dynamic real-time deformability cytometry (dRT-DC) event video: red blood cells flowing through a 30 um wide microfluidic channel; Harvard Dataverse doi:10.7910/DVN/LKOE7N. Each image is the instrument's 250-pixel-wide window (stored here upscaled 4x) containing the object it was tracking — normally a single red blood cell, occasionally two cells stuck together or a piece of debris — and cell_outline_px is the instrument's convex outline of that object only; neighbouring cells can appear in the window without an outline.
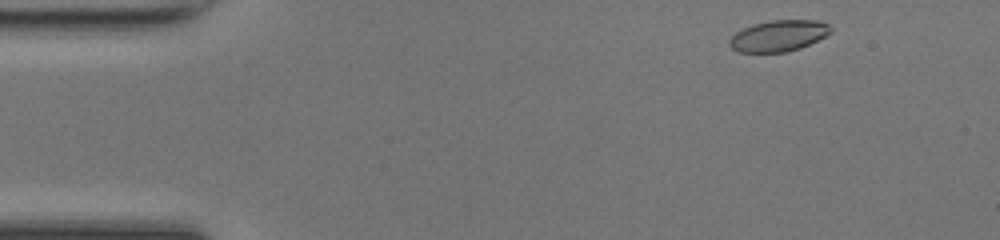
{"species": "common noctule bat (a hibernating species)", "species_latin": "Nyctalus noctula", "temperature_condition": "room temperature", "stored_images_in_passage": 45, "camera_frame_rate_fps": 3000, "um_per_image_px": 0.085, "animal": {"sex": "female", "body_mass_g": 17.0, "forearm_length_mm": 48.0}, "frame": {"image": 1, "passage_image": 2, "time_ms": 0.333, "image_size_px": [1000, 240], "cell_outline_px": [[832, 32], [800, 48], [788, 52], [736, 52], [728, 44], [728, 40], [736, 32], [752, 24], [772, 20], [816, 20], [828, 24], [832, 28]], "centroid_in_image_um": [66.15, 3.04], "position_along_channel_um": 18.8, "area_um2": 18.38}}
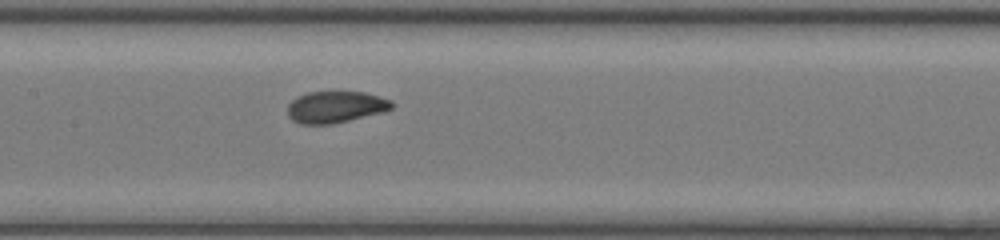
{"frame": {"image": 2, "passage_image": 20, "time_ms": 6.333, "image_size_px": [1000, 240], "cell_outline_px": [[392, 108], [380, 112], [332, 124], [300, 124], [292, 120], [288, 116], [288, 104], [296, 96], [308, 92], [364, 92], [380, 96], [392, 100]], "centroid_in_image_um": [28.48, 9.08], "position_along_channel_um": 178.9, "area_um2": 19.07}}
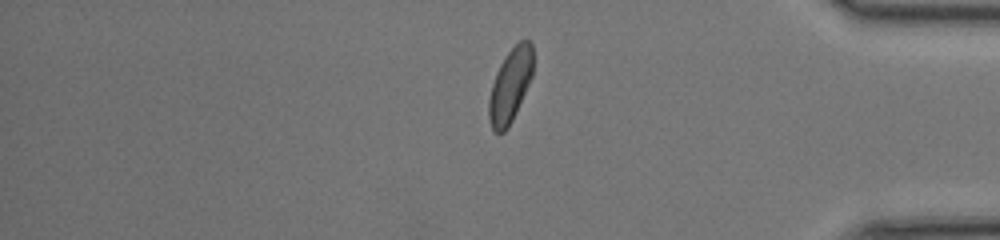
{"frame": {"image": 3, "passage_image": 37, "time_ms": 12.0, "image_size_px": [1000, 240], "cell_outline_px": [[532, 76], [512, 120], [508, 128], [504, 132], [496, 132], [492, 128], [488, 120], [488, 100], [492, 84], [496, 72], [504, 56], [520, 40], [528, 40], [532, 44]], "centroid_in_image_um": [43.34, 7.27], "position_along_channel_um": 391.9, "area_um2": 18.79}, "authors_computed_cell_mechanics": {"area_um2": 19.5942, "velocity_mm_per_s": 4.2532, "shape_relaxation_time_tau1_ms": 2.6346, "shape_relaxation_time_tau2_ms": 1.047, "deformation_change_tau1": 0.1235, "deformation_change_tau2": 0.0413}}